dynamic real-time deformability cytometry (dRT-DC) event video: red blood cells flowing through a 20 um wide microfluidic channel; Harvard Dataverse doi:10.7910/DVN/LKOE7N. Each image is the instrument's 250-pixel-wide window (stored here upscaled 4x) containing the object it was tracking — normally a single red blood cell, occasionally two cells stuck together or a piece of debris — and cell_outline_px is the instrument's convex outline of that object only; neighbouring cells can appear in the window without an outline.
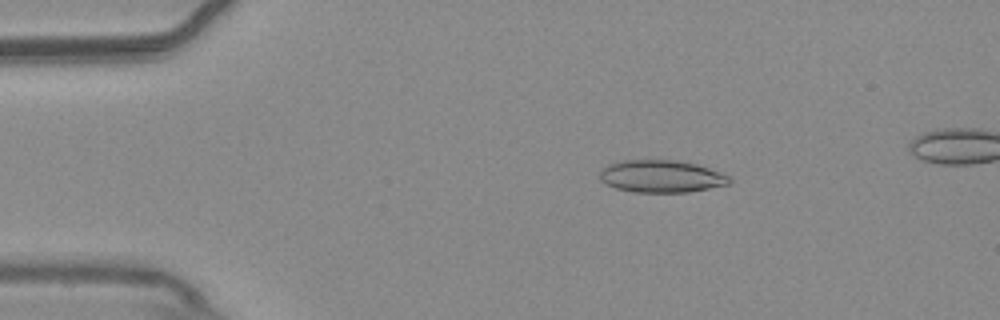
{"species": "common noctule bat (a hibernating species)", "species_latin": "Nyctalus noctula", "temperature_condition": "warm", "stored_images_in_passage": 53, "camera_frame_rate_fps": 3000, "um_per_image_px": 0.085, "animal": {"sex": "male", "body_mass_g": 20.4}, "frame": {"image": 1, "passage_image": 10, "time_ms": 3.0, "image_size_px": [1000, 320], "cell_outline_px": [[732, 180], [728, 184], [688, 192], [632, 192], [616, 188], [600, 180], [600, 172], [608, 164], [620, 160], [676, 160], [696, 164], [720, 172], [728, 176]], "centroid_in_image_um": [56.19, 14.98], "position_along_channel_um": 28.8, "area_um2": 24.28}}
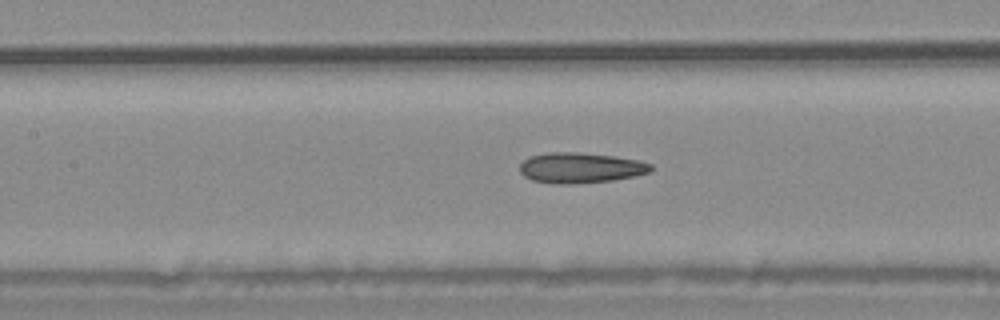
{"frame": {"image": 2, "passage_image": 25, "time_ms": 8.0, "image_size_px": [1000, 320], "cell_outline_px": [[652, 168], [648, 172], [636, 176], [612, 180], [576, 184], [560, 184], [532, 180], [524, 176], [520, 172], [520, 164], [528, 156], [548, 152], [576, 152], [612, 156], [640, 160], [652, 164]], "centroid_in_image_um": [49.33, 14.26], "position_along_channel_um": 158.1, "area_um2": 23.29}}
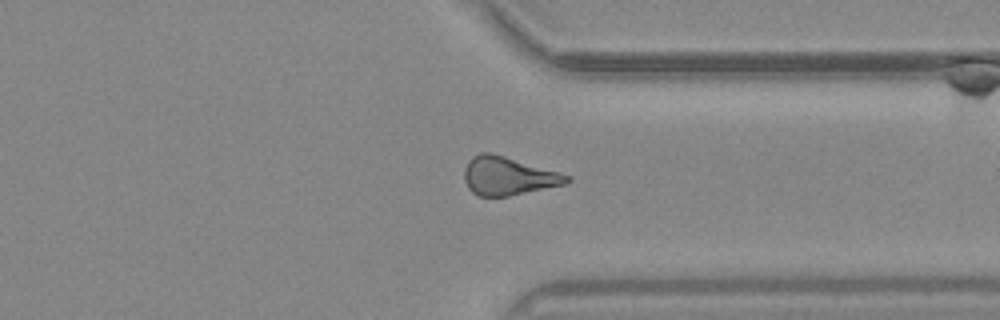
{"frame": {"image": 3, "passage_image": 42, "time_ms": 13.667, "image_size_px": [1000, 320], "cell_outline_px": [[572, 180], [568, 184], [508, 196], [480, 196], [472, 192], [468, 188], [464, 180], [464, 168], [468, 160], [472, 156], [480, 152], [488, 152], [504, 156], [560, 172], [572, 176]], "centroid_in_image_um": [43.21, 14.96], "position_along_channel_um": 368.2, "area_um2": 23.06}, "authors_computed_cell_mechanics": {"area_um2": 23.0622, "velocity_mm_per_s": 3.7231, "shape_relaxation_time_tau1_ms": null, "shape_relaxation_time_tau2_ms": 5.6069, "deformation_change_tau1": null, "deformation_change_tau2": 0.16}}